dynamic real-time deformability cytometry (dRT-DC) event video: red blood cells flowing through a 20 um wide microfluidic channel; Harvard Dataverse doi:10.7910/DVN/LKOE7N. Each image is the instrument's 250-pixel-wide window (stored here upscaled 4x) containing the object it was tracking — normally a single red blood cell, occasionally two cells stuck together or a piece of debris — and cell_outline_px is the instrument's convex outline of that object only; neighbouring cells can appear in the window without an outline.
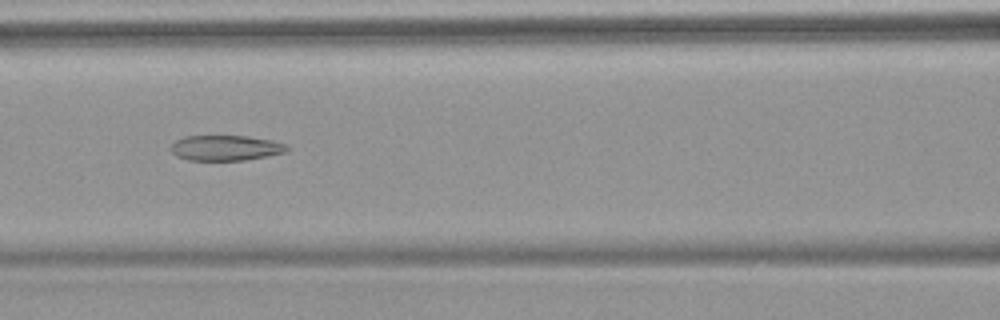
{"species": "common noctule bat (a hibernating species)", "species_latin": "Nyctalus noctula", "temperature_condition": "warm", "stored_images_in_passage": 3, "camera_frame_rate_fps": 3000, "um_per_image_px": 0.085, "animal": {"sex": "female", "body_mass_g": 18.4}, "frame": {"image": 1, "passage_image": 3, "time_ms": 2.333, "image_size_px": [1000, 320], "cell_outline_px": [[288, 148], [284, 152], [244, 160], [188, 160], [176, 156], [172, 152], [172, 144], [176, 140], [184, 136], [244, 136], [272, 140], [284, 144]], "centroid_in_image_um": [19.13, 12.57], "position_along_channel_um": 147.5, "area_um2": 16.82}}